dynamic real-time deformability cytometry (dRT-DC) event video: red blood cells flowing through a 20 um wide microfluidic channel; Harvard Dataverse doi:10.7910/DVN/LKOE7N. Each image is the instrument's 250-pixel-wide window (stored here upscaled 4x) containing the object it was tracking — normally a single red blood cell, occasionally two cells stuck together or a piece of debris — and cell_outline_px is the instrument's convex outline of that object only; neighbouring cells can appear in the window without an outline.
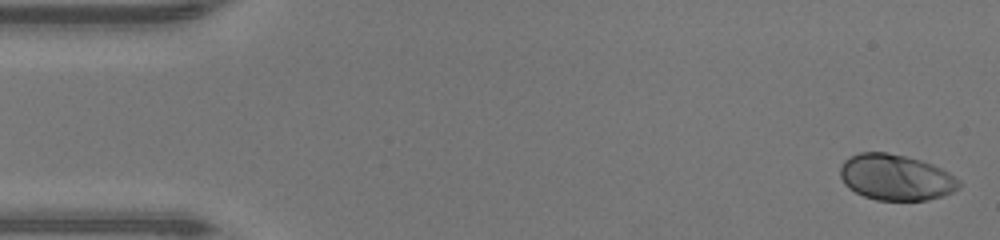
{"species": "human", "species_latin": "Homo sapiens", "temperature_condition": "warm", "stored_images_in_passage": 47, "camera_frame_rate_fps": 3000, "um_per_image_px": 0.085, "donor": {"sex": "male"}, "frame": {"image": 1, "passage_image": 1, "time_ms": 0.0, "image_size_px": [1000, 240], "cell_outline_px": [[960, 188], [952, 192], [928, 200], [876, 200], [864, 196], [848, 188], [844, 184], [840, 176], [840, 168], [844, 160], [848, 156], [860, 152], [888, 152], [920, 160], [932, 164], [948, 172], [960, 180]], "centroid_in_image_um": [76.12, 15.07], "position_along_channel_um": 8.9, "area_um2": 31.85}}
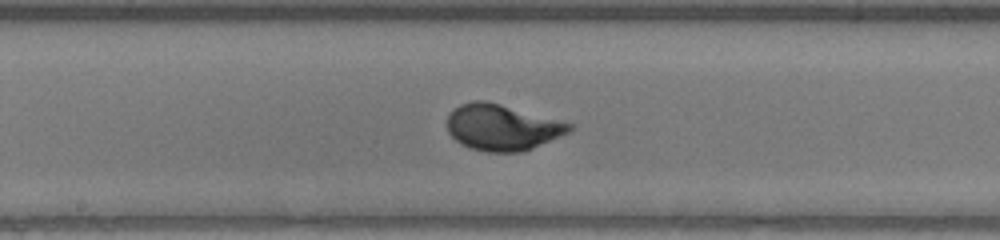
{"frame": {"image": 2, "passage_image": 24, "time_ms": 7.667, "image_size_px": [1000, 240], "cell_outline_px": [[576, 128], [560, 136], [532, 148], [520, 152], [488, 152], [468, 148], [460, 144], [448, 132], [448, 116], [452, 108], [460, 104], [472, 100], [488, 100], [572, 124]], "centroid_in_image_um": [42.64, 10.81], "position_along_channel_um": 205.6, "area_um2": 32.83}}
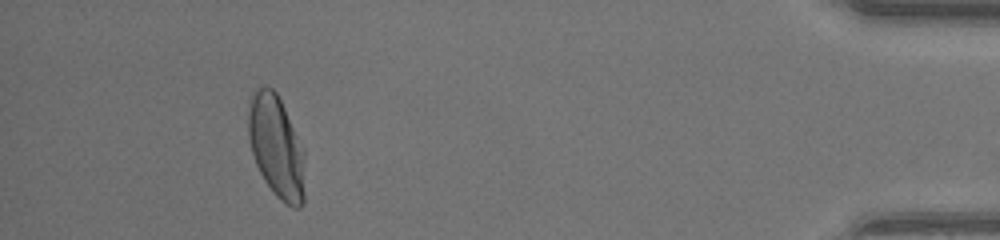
{"frame": {"image": 3, "passage_image": 43, "time_ms": 14.0, "image_size_px": [1000, 240], "cell_outline_px": [[304, 204], [300, 208], [292, 208], [284, 204], [276, 196], [264, 180], [256, 164], [252, 152], [248, 136], [248, 96], [256, 88], [264, 84], [272, 88], [276, 92], [284, 108], [304, 152]], "centroid_in_image_um": [23.46, 12.46], "position_along_channel_um": 411.7, "area_um2": 33.99}, "authors_computed_cell_mechanics": {"area_um2": 32.079, "velocity_mm_per_s": 4.3536, "shape_relaxation_time_tau1_ms": 2.5697, "shape_relaxation_time_tau2_ms": null, "deformation_change_tau1": 0.193, "deformation_change_tau2": null}}